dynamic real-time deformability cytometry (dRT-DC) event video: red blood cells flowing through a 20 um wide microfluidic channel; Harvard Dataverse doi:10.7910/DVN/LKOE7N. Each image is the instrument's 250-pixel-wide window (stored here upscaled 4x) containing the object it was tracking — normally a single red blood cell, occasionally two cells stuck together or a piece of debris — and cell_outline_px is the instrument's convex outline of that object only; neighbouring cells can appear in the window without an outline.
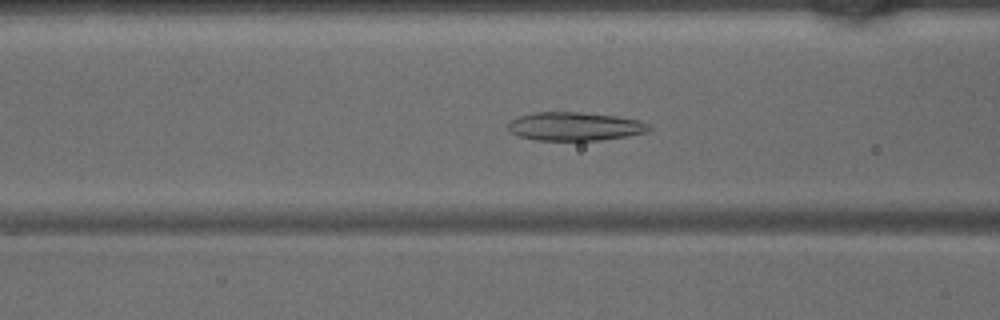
{"species": "common noctule bat (a hibernating species)", "species_latin": "Nyctalus noctula", "temperature_condition": "warm", "stored_images_in_passage": 45, "camera_frame_rate_fps": 3000, "um_per_image_px": 0.085, "animal": {"sex": "male", "body_mass_g": 15.6}, "frame": {"image": 1, "passage_image": 18, "time_ms": 5.667, "image_size_px": [1000, 320], "cell_outline_px": [[652, 128], [648, 132], [628, 136], [600, 140], [536, 140], [520, 136], [508, 132], [508, 124], [512, 120], [520, 116], [532, 112], [580, 112], [616, 116], [640, 120], [648, 124]], "centroid_in_image_um": [48.88, 10.74], "position_along_channel_um": 117.7, "area_um2": 23.47}}
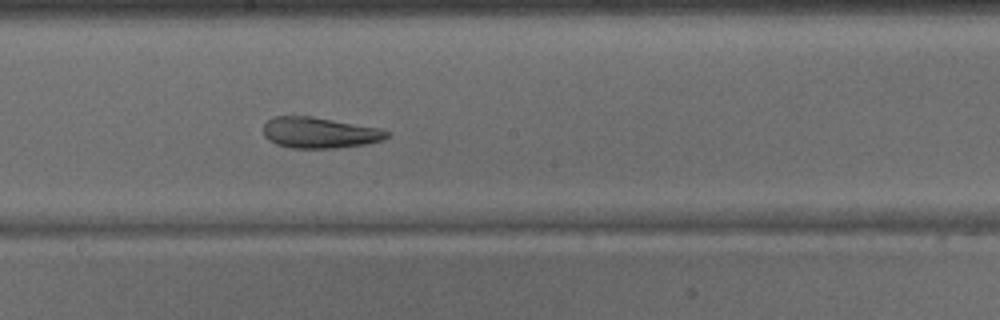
{"frame": {"image": 2, "passage_image": 25, "time_ms": 8.0, "image_size_px": [1000, 320], "cell_outline_px": [[388, 136], [384, 140], [364, 144], [336, 148], [292, 148], [276, 144], [268, 140], [264, 136], [264, 124], [268, 120], [276, 116], [312, 116], [380, 128], [388, 132]], "centroid_in_image_um": [27.14, 11.28], "position_along_channel_um": 221.1, "area_um2": 22.2}}
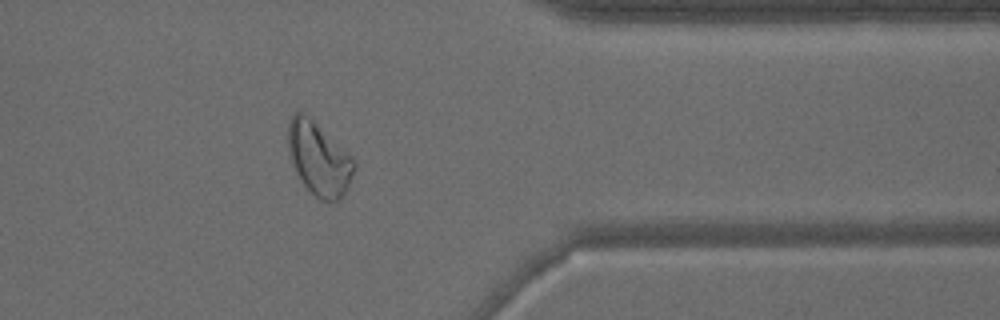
{"frame": {"image": 3, "passage_image": 37, "time_ms": 12.0, "image_size_px": [1000, 320], "cell_outline_px": [[356, 168], [340, 200], [320, 200], [300, 180], [292, 164], [288, 152], [288, 120], [296, 112], [304, 112], [348, 152], [352, 156], [356, 164]], "centroid_in_image_um": [27.09, 13.47], "position_along_channel_um": 384.3, "area_um2": 27.92}}